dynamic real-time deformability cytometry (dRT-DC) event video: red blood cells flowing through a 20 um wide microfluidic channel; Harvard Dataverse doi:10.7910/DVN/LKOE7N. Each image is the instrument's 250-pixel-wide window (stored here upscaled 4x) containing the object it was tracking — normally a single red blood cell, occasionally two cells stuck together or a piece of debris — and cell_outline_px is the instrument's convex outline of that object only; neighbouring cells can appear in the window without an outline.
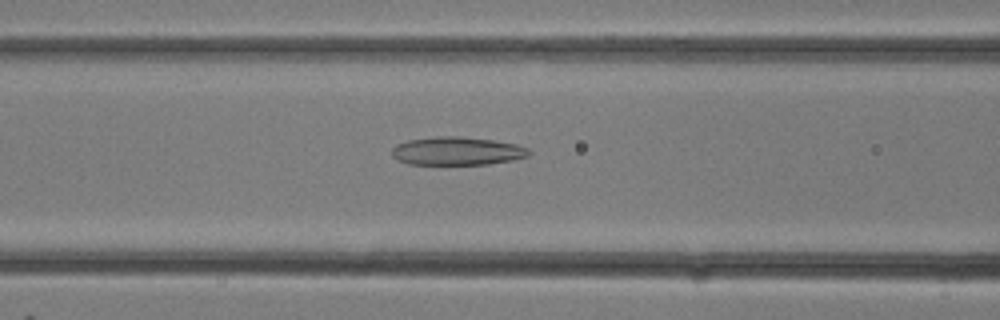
{"species": "common noctule bat (a hibernating species)", "species_latin": "Nyctalus noctula", "temperature_condition": "room temperature", "stored_images_in_passage": 16, "camera_frame_rate_fps": 3000, "um_per_image_px": 0.085, "animal": {"sex": "female"}, "frame": {"image": 1, "passage_image": 12, "time_ms": 3.667, "image_size_px": [1000, 320], "cell_outline_px": [[532, 152], [528, 156], [512, 160], [488, 164], [408, 164], [396, 160], [392, 156], [392, 148], [396, 144], [408, 140], [436, 136], [456, 136], [496, 140], [516, 144], [528, 148]], "centroid_in_image_um": [38.84, 12.83], "position_along_channel_um": 127.8, "area_um2": 22.72}}
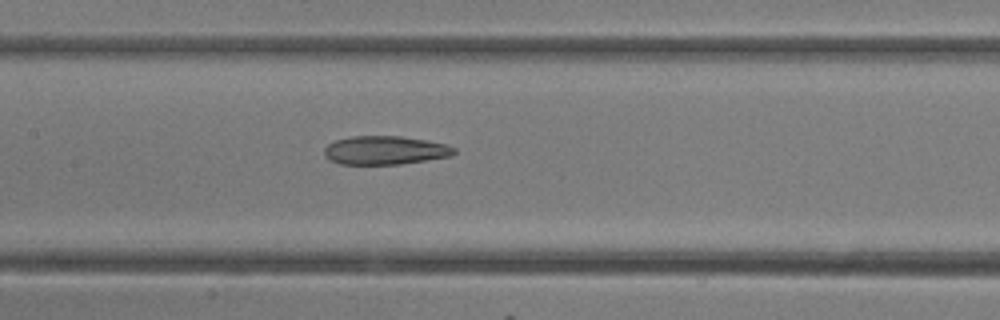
{"frame": {"image": 2, "passage_image": 14, "time_ms": 4.333, "image_size_px": [1000, 320], "cell_outline_px": [[456, 152], [452, 156], [400, 164], [340, 164], [328, 160], [324, 156], [324, 148], [328, 144], [336, 140], [352, 136], [400, 136], [428, 140], [448, 144], [456, 148]], "centroid_in_image_um": [32.74, 12.77], "position_along_channel_um": 174.7, "area_um2": 21.85}}
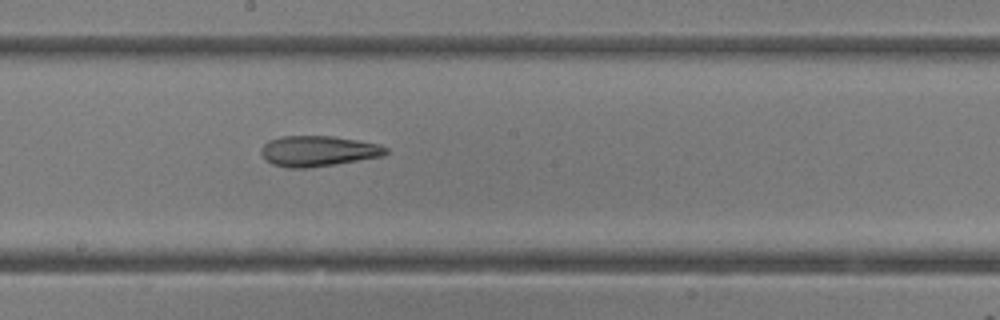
{"frame": {"image": 3, "passage_image": 16, "time_ms": 5.0, "image_size_px": [1000, 320], "cell_outline_px": [[388, 152], [384, 156], [336, 164], [308, 168], [288, 168], [272, 164], [264, 160], [260, 152], [260, 148], [268, 140], [280, 136], [332, 136], [356, 140], [376, 144], [388, 148]], "centroid_in_image_um": [26.99, 12.85], "position_along_channel_um": 221.2, "area_um2": 22.37}}